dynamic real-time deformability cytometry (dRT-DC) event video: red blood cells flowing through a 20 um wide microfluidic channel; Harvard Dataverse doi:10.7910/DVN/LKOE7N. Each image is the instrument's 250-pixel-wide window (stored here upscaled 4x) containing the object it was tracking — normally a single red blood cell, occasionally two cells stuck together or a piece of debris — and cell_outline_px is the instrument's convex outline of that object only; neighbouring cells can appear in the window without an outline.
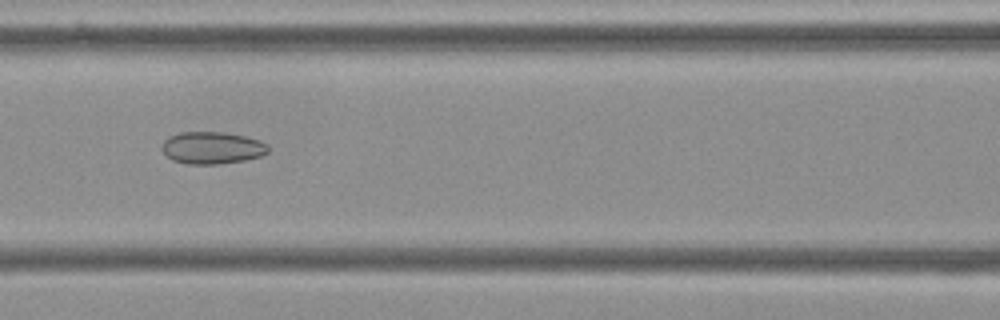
{"species": "Egyptian fruit bat (a non-hibernating species)", "species_latin": "Rousettus aegyptiacus", "temperature_condition": "cold", "stored_images_in_passage": 38, "camera_frame_rate_fps": 3000, "um_per_image_px": 0.085, "frame": {"image": 1, "passage_image": 7, "time_ms": 2.0, "image_size_px": [1000, 320], "cell_outline_px": [[268, 152], [260, 156], [244, 160], [216, 164], [188, 164], [172, 160], [160, 148], [160, 144], [168, 136], [180, 132], [224, 132], [244, 136], [260, 140], [268, 144]], "centroid_in_image_um": [18.0, 12.55], "position_along_channel_um": 148.6, "area_um2": 20.0}}
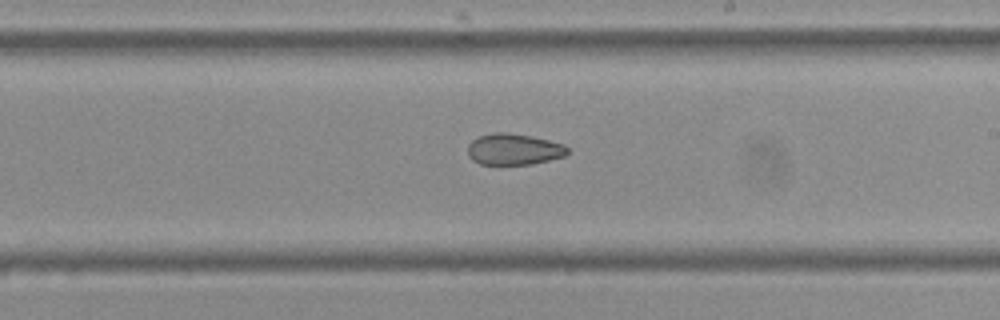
{"frame": {"image": 2, "passage_image": 15, "time_ms": 4.667, "image_size_px": [1000, 320], "cell_outline_px": [[568, 152], [564, 156], [532, 164], [480, 164], [472, 160], [468, 156], [468, 144], [472, 140], [480, 136], [492, 132], [508, 132], [532, 136], [564, 144], [568, 148]], "centroid_in_image_um": [43.65, 12.68], "position_along_channel_um": 245.3, "area_um2": 18.21}}
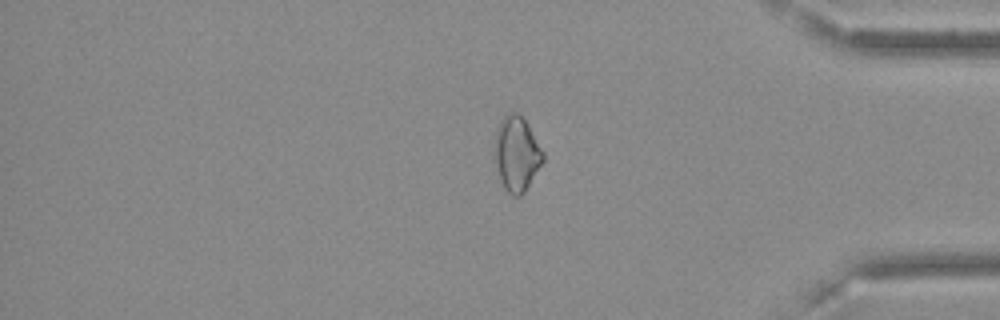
{"frame": {"image": 3, "passage_image": 29, "time_ms": 9.333, "image_size_px": [1000, 320], "cell_outline_px": [[544, 160], [524, 192], [520, 196], [512, 196], [504, 188], [492, 160], [492, 152], [496, 132], [500, 120], [508, 112], [516, 112], [528, 124], [544, 152]], "centroid_in_image_um": [43.87, 13.07], "position_along_channel_um": 391.3, "area_um2": 21.44}}